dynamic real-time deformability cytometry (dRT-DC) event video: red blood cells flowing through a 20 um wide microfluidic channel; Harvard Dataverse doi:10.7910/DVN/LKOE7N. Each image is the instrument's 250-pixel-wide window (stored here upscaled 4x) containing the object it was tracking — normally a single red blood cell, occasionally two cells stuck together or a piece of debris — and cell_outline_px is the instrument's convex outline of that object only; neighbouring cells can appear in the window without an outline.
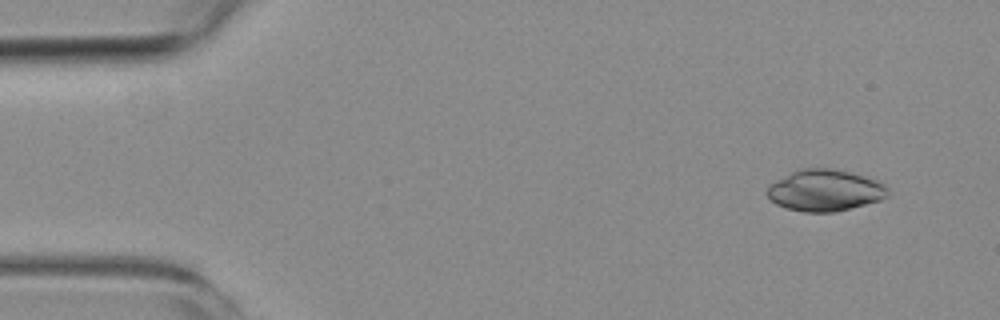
{"species": "common noctule bat (a hibernating species)", "species_latin": "Nyctalus noctula", "temperature_condition": "room temperature", "stored_images_in_passage": 5, "camera_frame_rate_fps": 3000, "um_per_image_px": 0.085, "animal": {"sex": "female", "body_mass_g": 19.3, "forearm_length_mm": 54.1}, "frame": {"image": 1, "passage_image": 1, "time_ms": 0.0, "image_size_px": [1000, 320], "cell_outline_px": [[888, 196], [880, 200], [836, 212], [804, 212], [788, 208], [776, 204], [764, 192], [768, 184], [792, 172], [804, 168], [832, 168], [864, 176], [876, 180], [884, 184], [888, 188]], "centroid_in_image_um": [70.1, 16.18], "position_along_channel_um": 14.9, "area_um2": 29.13}}
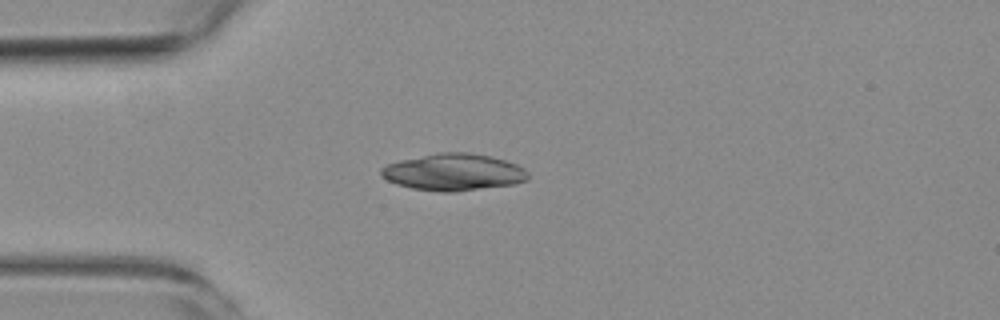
{"frame": {"image": 2, "passage_image": 4, "time_ms": 3.333, "image_size_px": [1000, 320], "cell_outline_px": [[528, 180], [512, 184], [456, 192], [440, 192], [412, 188], [396, 184], [388, 180], [380, 172], [380, 168], [388, 164], [400, 160], [440, 152], [468, 152], [492, 156], [516, 164], [524, 168], [528, 172]], "centroid_in_image_um": [38.57, 14.63], "position_along_channel_um": 46.4, "area_um2": 31.5}}